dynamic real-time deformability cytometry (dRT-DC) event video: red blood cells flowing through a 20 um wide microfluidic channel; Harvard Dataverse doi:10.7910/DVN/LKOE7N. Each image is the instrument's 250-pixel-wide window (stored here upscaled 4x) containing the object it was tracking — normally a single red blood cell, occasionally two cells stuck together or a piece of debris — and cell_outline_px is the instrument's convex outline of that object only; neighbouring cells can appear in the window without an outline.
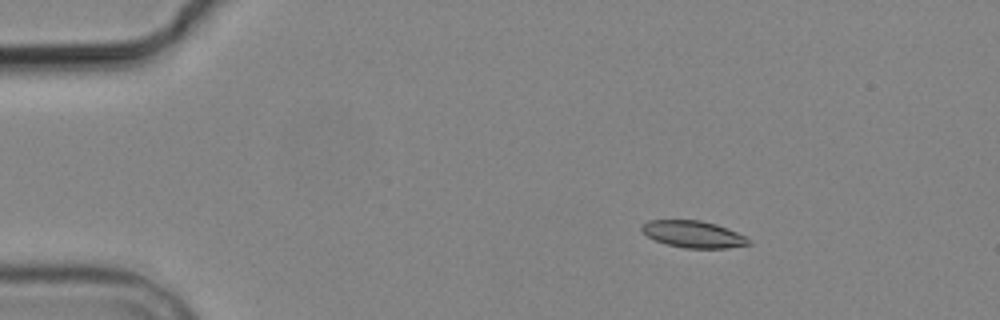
{"species": "common noctule bat (a hibernating species)", "species_latin": "Nyctalus noctula", "temperature_condition": "cold", "stored_images_in_passage": 4, "camera_frame_rate_fps": 3000, "um_per_image_px": 0.085, "animal": {"sex": "male", "body_mass_g": 19.2, "forearm_length_mm": 51.8}, "frame": {"image": 1, "passage_image": 2, "time_ms": 1.0, "image_size_px": [1000, 320], "cell_outline_px": [[752, 244], [728, 248], [684, 248], [668, 244], [656, 240], [648, 236], [640, 228], [640, 224], [648, 220], [700, 220], [716, 224], [728, 228], [752, 240]], "centroid_in_image_um": [58.95, 19.9], "position_along_channel_um": 26.1, "area_um2": 16.76}}
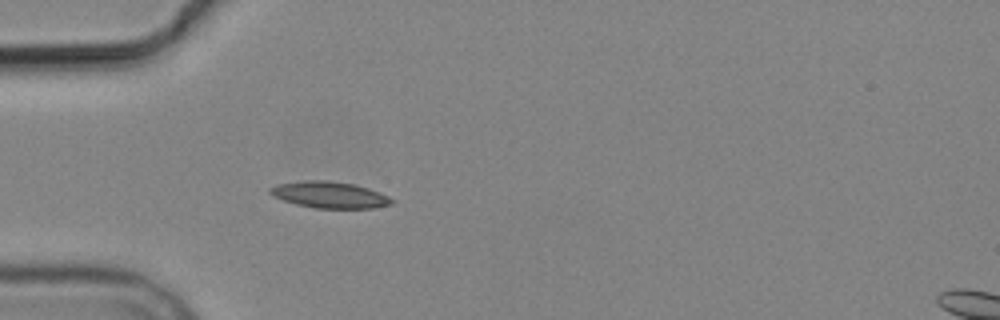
{"frame": {"image": 2, "passage_image": 4, "time_ms": 3.667, "image_size_px": [1000, 320], "cell_outline_px": [[396, 200], [392, 204], [372, 208], [316, 208], [296, 204], [272, 196], [268, 192], [268, 188], [276, 184], [304, 180], [324, 180], [352, 184], [368, 188], [380, 192]], "centroid_in_image_um": [28.0, 16.56], "position_along_channel_um": 57.0, "area_um2": 18.79}}